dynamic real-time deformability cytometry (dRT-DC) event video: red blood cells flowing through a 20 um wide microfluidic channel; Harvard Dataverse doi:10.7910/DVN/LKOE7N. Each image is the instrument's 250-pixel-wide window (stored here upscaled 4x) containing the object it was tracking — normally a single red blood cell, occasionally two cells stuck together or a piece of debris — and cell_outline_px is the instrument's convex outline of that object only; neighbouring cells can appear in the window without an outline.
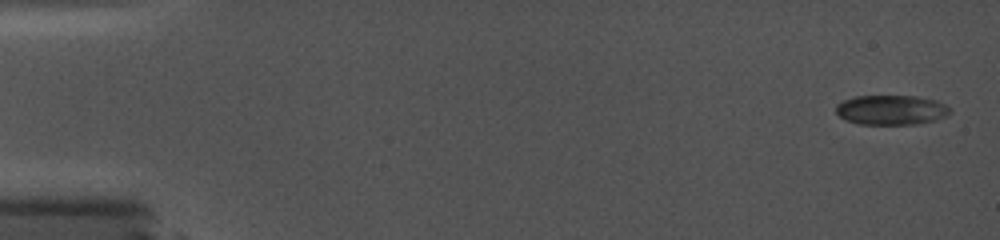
{"species": "common noctule bat (a hibernating species)", "species_latin": "Nyctalus noctula", "temperature_condition": "cold", "stored_images_in_passage": 19, "camera_frame_rate_fps": 5000, "um_per_image_px": 0.085, "animal": {"sex": "female", "body_mass_g": 19.0, "forearm_length_mm": 56.7}, "frame": {"image": 1, "passage_image": 1, "time_ms": 0.0, "image_size_px": [1000, 240], "cell_outline_px": [[952, 112], [936, 120], [912, 124], [860, 124], [844, 120], [836, 112], [836, 104], [844, 100], [856, 96], [916, 96], [936, 100], [944, 104]], "centroid_in_image_um": [75.73, 9.34], "position_along_channel_um": 9.3, "area_um2": 19.65}}
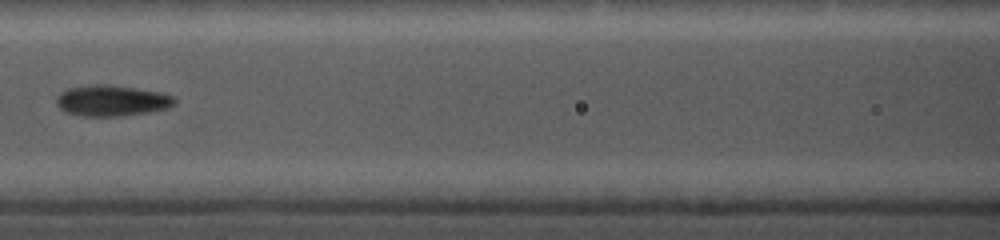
{"frame": {"image": 2, "passage_image": 14, "time_ms": 7.8, "image_size_px": [1000, 240], "cell_outline_px": [[176, 104], [168, 108], [148, 112], [120, 116], [80, 116], [68, 112], [60, 108], [56, 104], [56, 96], [60, 92], [68, 88], [96, 84], [108, 84], [136, 88], [160, 92], [172, 96], [176, 100]], "centroid_in_image_um": [9.49, 8.55], "position_along_channel_um": 157.1, "area_um2": 21.33}}
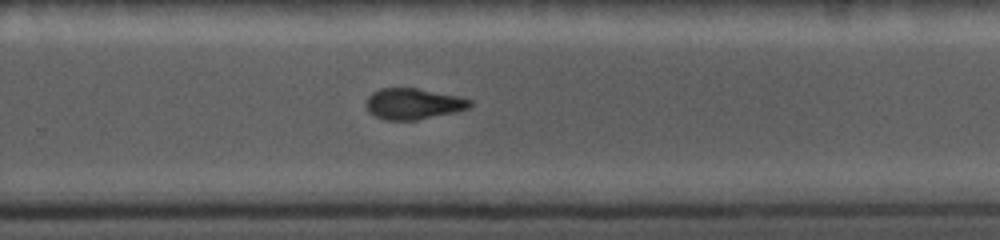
{"frame": {"image": 3, "passage_image": 19, "time_ms": 11.4, "image_size_px": [1000, 240], "cell_outline_px": [[472, 104], [468, 108], [456, 112], [416, 120], [384, 120], [368, 112], [364, 104], [368, 96], [372, 92], [380, 88], [416, 88], [460, 96], [472, 100]], "centroid_in_image_um": [35.11, 8.82], "position_along_channel_um": 294.7, "area_um2": 18.96}}